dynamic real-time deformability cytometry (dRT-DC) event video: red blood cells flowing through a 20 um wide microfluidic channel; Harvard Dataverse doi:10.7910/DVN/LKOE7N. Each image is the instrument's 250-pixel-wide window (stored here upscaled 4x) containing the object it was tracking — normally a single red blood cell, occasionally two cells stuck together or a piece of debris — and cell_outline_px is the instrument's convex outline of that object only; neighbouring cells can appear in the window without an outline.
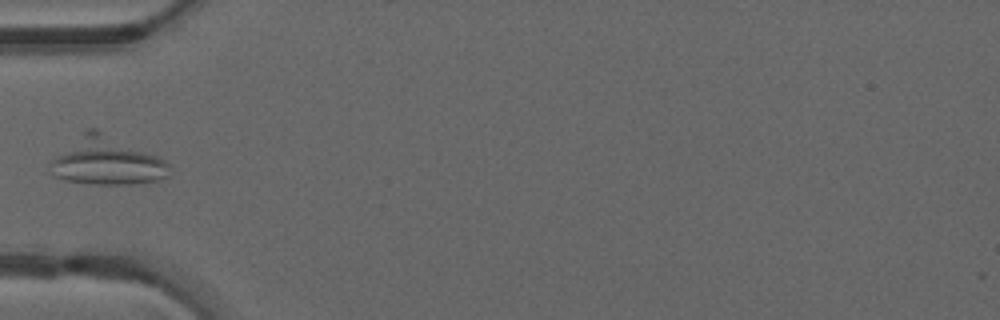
{"species": "common noctule bat (a hibernating species)", "species_latin": "Nyctalus noctula", "temperature_condition": "warm", "stored_images_in_passage": 5, "camera_frame_rate_fps": 3000, "um_per_image_px": 0.085, "animal": {"sex": "male", "forearm_length_mm": 52.5}, "frame": {"image": 1, "passage_image": 1, "time_ms": 0.0, "image_size_px": [1000, 320], "cell_outline_px": [[168, 176], [156, 180], [136, 184], [92, 184], [64, 180], [52, 176], [52, 160], [56, 156], [88, 128], [96, 128], [160, 156], [168, 164]], "centroid_in_image_um": [9.11, 13.7], "position_along_channel_um": 75.9, "area_um2": 32.77}}